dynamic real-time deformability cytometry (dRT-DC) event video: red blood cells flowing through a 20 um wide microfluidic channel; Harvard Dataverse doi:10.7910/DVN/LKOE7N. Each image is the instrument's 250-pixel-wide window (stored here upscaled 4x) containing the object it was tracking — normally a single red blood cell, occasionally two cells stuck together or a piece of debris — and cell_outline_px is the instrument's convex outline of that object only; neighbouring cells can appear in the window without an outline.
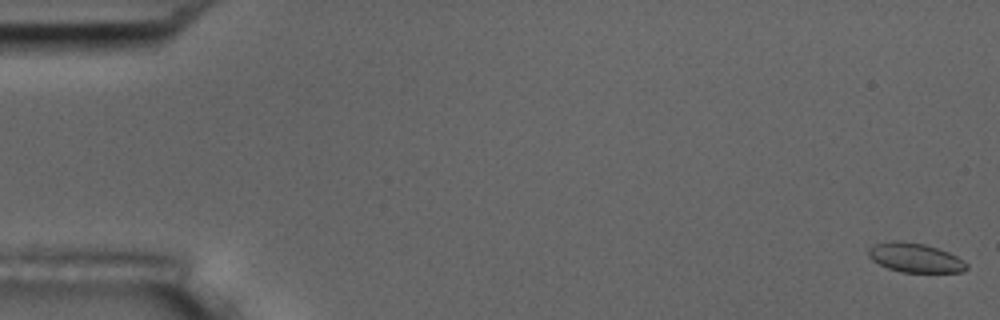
{"species": "common noctule bat (a hibernating species)", "species_latin": "Nyctalus noctula", "temperature_condition": "room temperature", "stored_images_in_passage": 10, "camera_frame_rate_fps": 3000, "um_per_image_px": 0.085, "animal": {"sex": "male", "body_mass_g": 17.5, "forearm_length_mm": 52.3}, "frame": {"image": 1, "passage_image": 1, "time_ms": 0.0, "image_size_px": [1000, 320], "cell_outline_px": [[968, 268], [964, 272], [900, 272], [888, 268], [872, 260], [868, 256], [868, 248], [872, 244], [892, 240], [900, 240], [924, 244], [948, 252], [964, 260], [968, 264]], "centroid_in_image_um": [77.77, 21.9], "position_along_channel_um": 7.2, "area_um2": 16.88}}
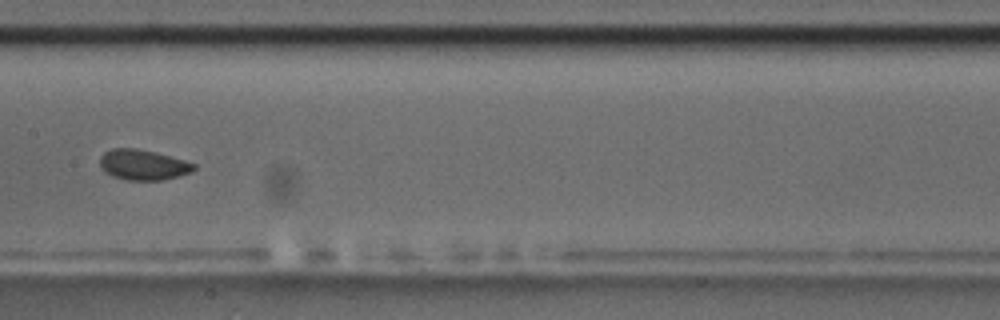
{"frame": {"image": 2, "passage_image": 9, "time_ms": 9.333, "image_size_px": [1000, 320], "cell_outline_px": [[196, 168], [192, 172], [160, 180], [124, 180], [112, 176], [104, 172], [100, 168], [100, 156], [104, 152], [112, 148], [136, 148], [184, 160], [196, 164]], "centroid_in_image_um": [12.11, 14.01], "position_along_channel_um": 195.3, "area_um2": 16.59}}
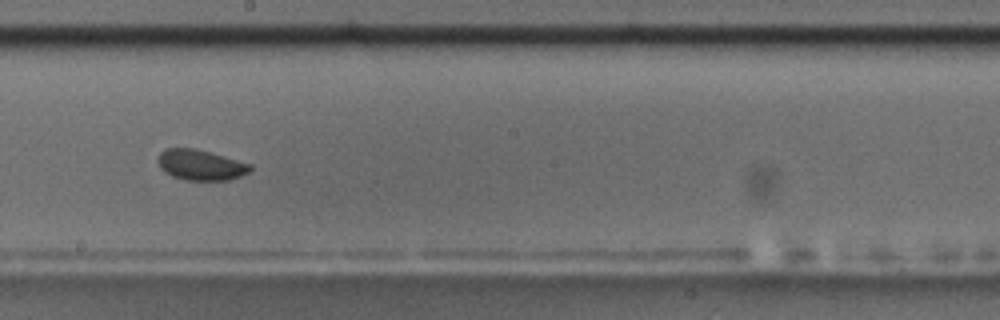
{"frame": {"image": 3, "passage_image": 10, "time_ms": 10.333, "image_size_px": [1000, 320], "cell_outline_px": [[252, 168], [248, 172], [240, 176], [228, 180], [184, 180], [172, 176], [164, 172], [160, 168], [156, 160], [160, 152], [164, 148], [196, 148], [252, 164]], "centroid_in_image_um": [17.01, 14.01], "position_along_channel_um": 231.2, "area_um2": 16.59}}